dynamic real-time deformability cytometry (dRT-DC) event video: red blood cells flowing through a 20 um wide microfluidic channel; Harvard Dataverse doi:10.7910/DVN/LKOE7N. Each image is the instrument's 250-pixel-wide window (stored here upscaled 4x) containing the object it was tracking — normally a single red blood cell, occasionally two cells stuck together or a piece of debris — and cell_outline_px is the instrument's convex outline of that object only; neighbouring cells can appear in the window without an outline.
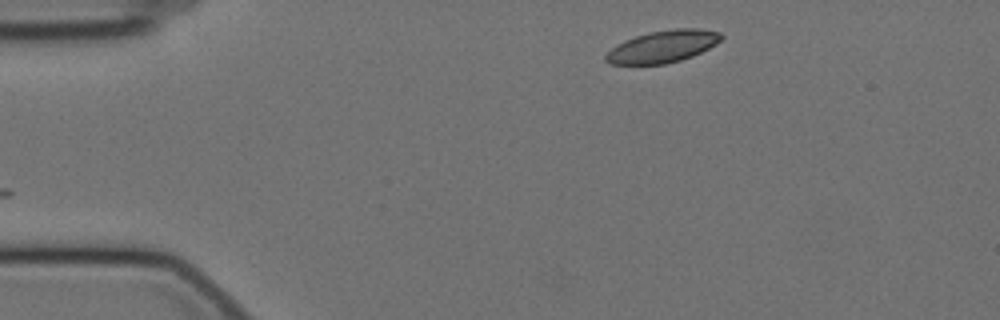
{"species": "Egyptian fruit bat (a non-hibernating species)", "species_latin": "Rousettus aegyptiacus", "temperature_condition": "cold", "stored_images_in_passage": 49, "camera_frame_rate_fps": 3000, "um_per_image_px": 0.085, "animal": {"sex": "female"}, "frame": {"image": 1, "passage_image": 1, "time_ms": 0.0, "image_size_px": [1000, 320], "cell_outline_px": [[724, 36], [716, 44], [692, 56], [680, 60], [664, 64], [612, 64], [604, 60], [604, 56], [616, 44], [624, 40], [648, 32], [676, 28], [700, 28], [720, 32]], "centroid_in_image_um": [56.33, 3.94], "position_along_channel_um": 28.7, "area_um2": 21.56}}
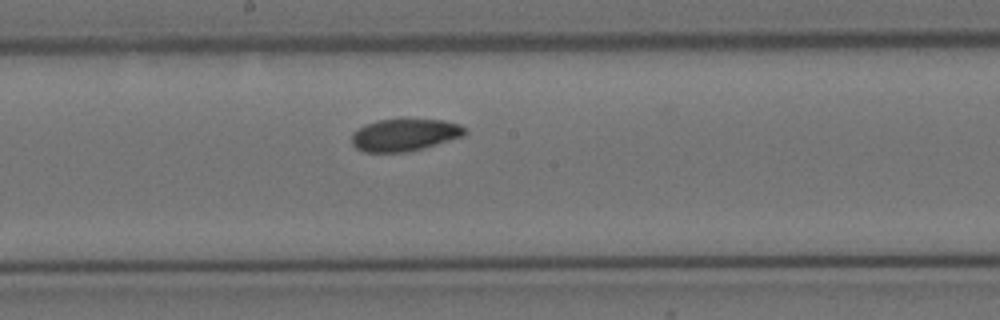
{"frame": {"image": 2, "passage_image": 22, "time_ms": 7.0, "image_size_px": [1000, 320], "cell_outline_px": [[468, 132], [464, 136], [424, 148], [408, 152], [364, 152], [356, 148], [352, 144], [352, 132], [364, 124], [376, 120], [444, 120], [460, 124]], "centroid_in_image_um": [34.38, 11.47], "position_along_channel_um": 213.8, "area_um2": 21.33}}
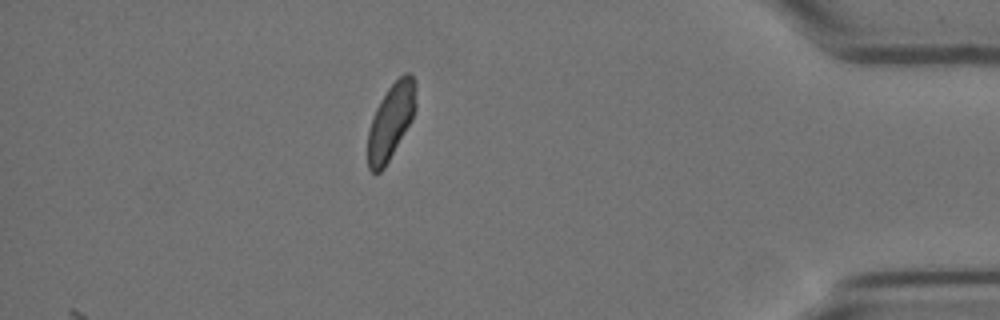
{"frame": {"image": 3, "passage_image": 42, "time_ms": 13.667, "image_size_px": [1000, 320], "cell_outline_px": [[416, 108], [412, 120], [384, 168], [380, 172], [372, 172], [368, 168], [368, 132], [372, 116], [380, 100], [388, 88], [404, 72], [408, 72], [412, 76], [416, 84]], "centroid_in_image_um": [33.23, 10.29], "position_along_channel_um": 402.0, "area_um2": 21.15}, "authors_computed_cell_mechanics": {"area_um2": 21.7328, "velocity_mm_per_s": 3.458, "shape_relaxation_time_tau1_ms": 8.8131, "shape_relaxation_time_tau2_ms": 4.271, "deformation_change_tau1": 0.1163, "deformation_change_tau2": 0.0669}}